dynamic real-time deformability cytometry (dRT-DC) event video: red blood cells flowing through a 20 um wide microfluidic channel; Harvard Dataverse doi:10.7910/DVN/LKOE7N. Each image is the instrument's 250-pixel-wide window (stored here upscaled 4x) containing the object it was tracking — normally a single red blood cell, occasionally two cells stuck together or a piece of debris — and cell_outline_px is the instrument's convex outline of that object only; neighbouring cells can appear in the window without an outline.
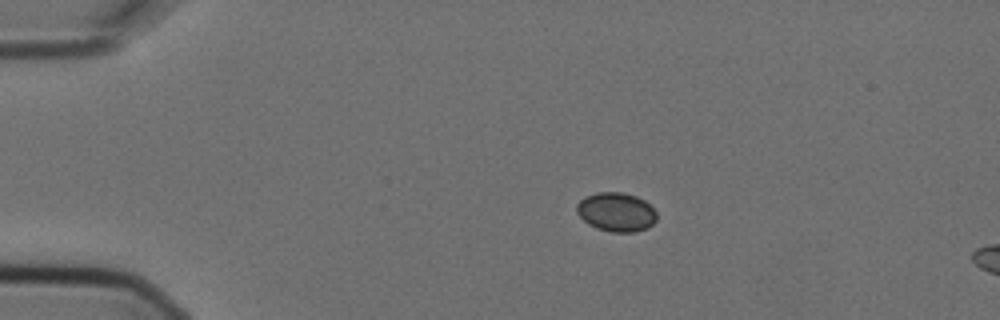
{"species": "Egyptian fruit bat (a non-hibernating species)", "species_latin": "Rousettus aegyptiacus", "temperature_condition": "cold", "stored_images_in_passage": 5, "segment_of_instrument_passage": [1, 2], "camera_frame_rate_fps": 3000, "um_per_image_px": 0.085, "animal": {"sex": "female"}, "frame": {"image": 1, "passage_image": 3, "time_ms": 0.667, "image_size_px": [1000, 320], "cell_outline_px": [[656, 220], [648, 228], [636, 232], [612, 232], [596, 228], [588, 224], [576, 212], [576, 204], [584, 196], [596, 192], [620, 192], [636, 196], [644, 200], [656, 212]], "centroid_in_image_um": [52.36, 18.02], "position_along_channel_um": 32.6, "area_um2": 18.26}}